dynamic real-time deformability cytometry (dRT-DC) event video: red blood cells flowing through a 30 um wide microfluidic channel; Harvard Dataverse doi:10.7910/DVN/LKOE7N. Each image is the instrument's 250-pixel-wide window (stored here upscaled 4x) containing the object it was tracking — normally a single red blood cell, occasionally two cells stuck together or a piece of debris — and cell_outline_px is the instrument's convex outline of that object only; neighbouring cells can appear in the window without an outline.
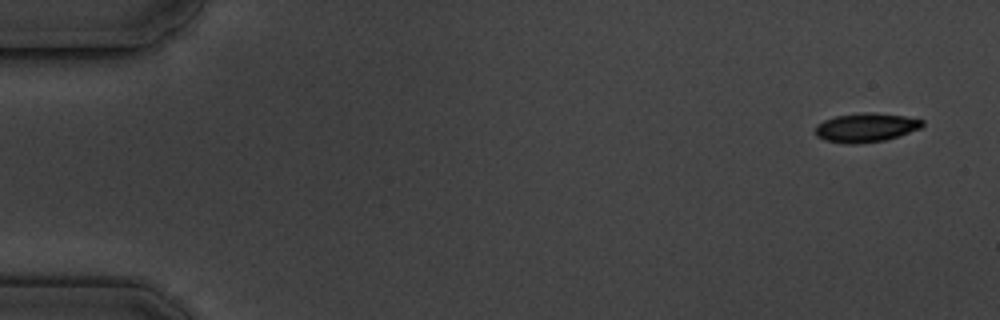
{"species": "common noctule bat (a hibernating species)", "species_latin": "Nyctalus noctula", "temperature_condition": "cold", "stored_images_in_passage": 5, "camera_frame_rate_fps": 3000, "um_per_image_px": 0.085, "animal": {"sex": "male", "body_mass_g": 19.5, "forearm_length_mm": 54.6}, "frame": {"image": 1, "passage_image": 1, "time_ms": 0.0, "image_size_px": [1000, 320], "cell_outline_px": [[924, 124], [920, 128], [884, 140], [856, 144], [844, 144], [824, 140], [816, 136], [816, 124], [824, 120], [836, 116], [860, 112], [872, 112], [904, 116], [924, 120]], "centroid_in_image_um": [73.56, 10.84], "position_along_channel_um": 11.4, "area_um2": 18.03}}
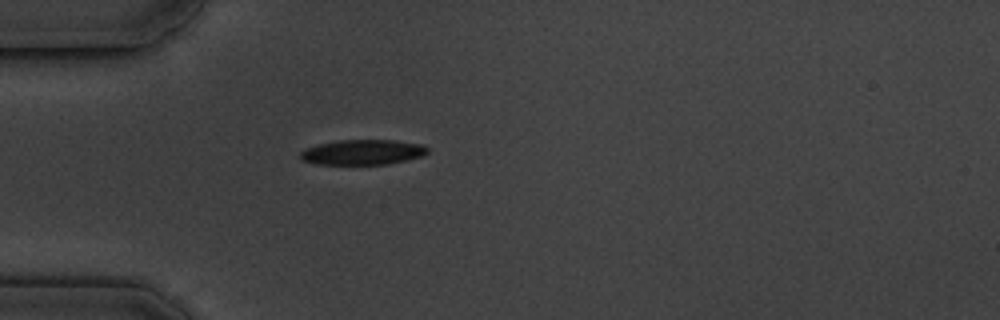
{"frame": {"image": 2, "passage_image": 5, "time_ms": 4.667, "image_size_px": [1000, 320], "cell_outline_px": [[428, 152], [420, 156], [388, 164], [316, 164], [300, 160], [300, 152], [304, 148], [320, 144], [340, 140], [396, 140], [424, 144], [428, 148]], "centroid_in_image_um": [30.81, 12.93], "position_along_channel_um": 54.2, "area_um2": 18.61}}